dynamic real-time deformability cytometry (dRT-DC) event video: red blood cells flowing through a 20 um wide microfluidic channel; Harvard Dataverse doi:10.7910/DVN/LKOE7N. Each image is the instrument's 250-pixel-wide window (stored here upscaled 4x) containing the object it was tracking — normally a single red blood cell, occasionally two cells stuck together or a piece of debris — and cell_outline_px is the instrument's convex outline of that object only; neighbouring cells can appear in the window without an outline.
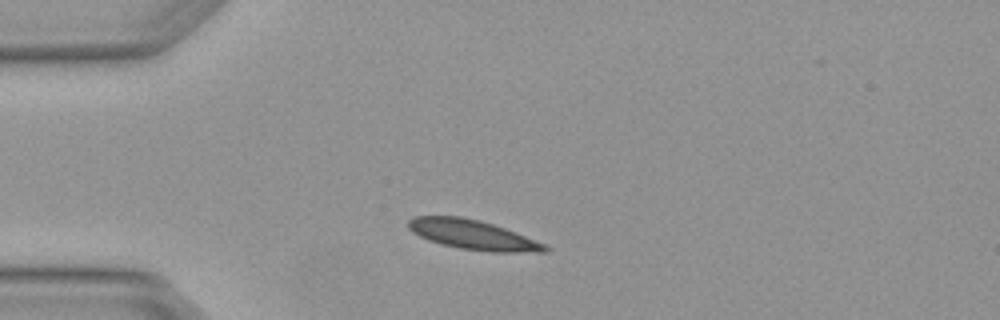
{"species": "Egyptian fruit bat (a non-hibernating species)", "species_latin": "Rousettus aegyptiacus", "temperature_condition": "warm", "stored_images_in_passage": 1, "camera_frame_rate_fps": 3000, "um_per_image_px": 0.085, "animal": {"sex": "female"}, "frame": {"image": 1, "passage_image": 1, "time_ms": 0.0, "image_size_px": [1000, 320], "cell_outline_px": [[552, 248], [548, 252], [492, 252], [460, 248], [440, 244], [428, 240], [412, 232], [408, 228], [408, 220], [412, 216], [460, 216], [480, 220], [516, 232], [544, 244]], "centroid_in_image_um": [40.18, 19.95], "position_along_channel_um": 44.8, "area_um2": 23.58}}